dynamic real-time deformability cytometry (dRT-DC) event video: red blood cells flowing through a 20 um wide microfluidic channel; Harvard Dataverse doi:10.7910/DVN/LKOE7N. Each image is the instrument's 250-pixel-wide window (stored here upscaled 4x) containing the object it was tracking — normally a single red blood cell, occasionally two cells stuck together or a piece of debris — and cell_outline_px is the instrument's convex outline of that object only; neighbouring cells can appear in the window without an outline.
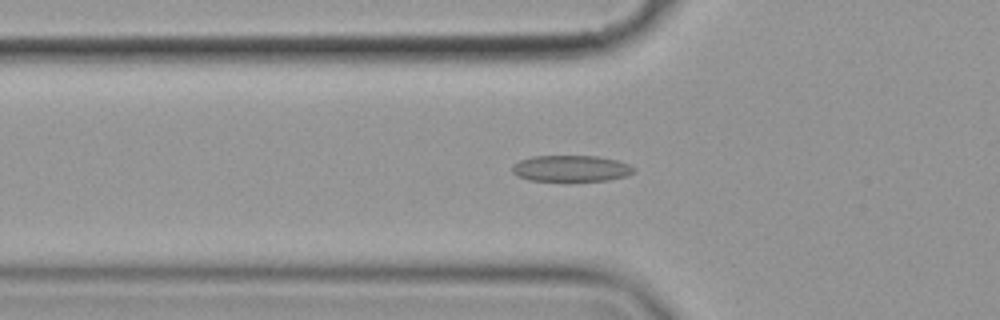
{"species": "common noctule bat (a hibernating species)", "species_latin": "Nyctalus noctula", "temperature_condition": "cold", "stored_images_in_passage": 51, "camera_frame_rate_fps": 3000, "um_per_image_px": 0.085, "animal": {"sex": "female", "body_mass_g": 19.9}, "frame": {"image": 1, "passage_image": 19, "time_ms": 6.0, "image_size_px": [1000, 320], "cell_outline_px": [[636, 168], [628, 176], [608, 180], [528, 180], [516, 176], [512, 172], [512, 164], [520, 160], [532, 156], [596, 156], [616, 160], [628, 164]], "centroid_in_image_um": [48.51, 14.31], "position_along_channel_um": 77.3, "area_um2": 18.5}}
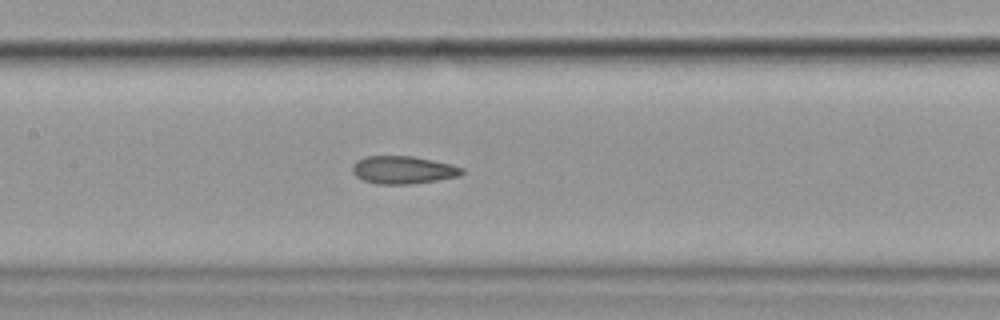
{"frame": {"image": 2, "passage_image": 27, "time_ms": 8.667, "image_size_px": [1000, 320], "cell_outline_px": [[464, 172], [460, 176], [436, 180], [408, 184], [376, 184], [364, 180], [356, 176], [352, 172], [352, 164], [356, 160], [364, 156], [412, 156], [432, 160], [464, 168]], "centroid_in_image_um": [34.22, 14.44], "position_along_channel_um": 173.2, "area_um2": 17.69}}
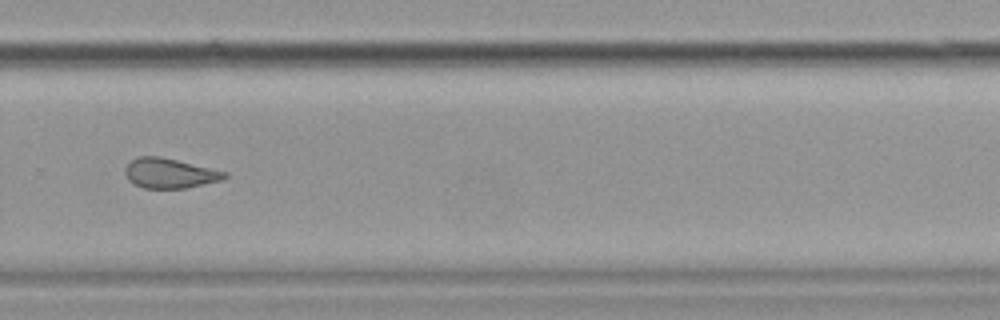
{"frame": {"image": 3, "passage_image": 39, "time_ms": 12.667, "image_size_px": [1000, 320], "cell_outline_px": [[228, 176], [220, 180], [184, 188], [144, 188], [128, 180], [124, 172], [124, 168], [132, 160], [140, 156], [160, 156], [228, 172]], "centroid_in_image_um": [14.4, 14.72], "position_along_channel_um": 315.4, "area_um2": 17.11}, "authors_computed_cell_mechanics": {"area_um2": 17.6868, "velocity_mm_per_s": 3.572, "shape_relaxation_time_tau1_ms": 7.0275, "shape_relaxation_time_tau2_ms": 2.5031, "deformation_change_tau1": 0.1524, "deformation_change_tau2": 0.0939}}